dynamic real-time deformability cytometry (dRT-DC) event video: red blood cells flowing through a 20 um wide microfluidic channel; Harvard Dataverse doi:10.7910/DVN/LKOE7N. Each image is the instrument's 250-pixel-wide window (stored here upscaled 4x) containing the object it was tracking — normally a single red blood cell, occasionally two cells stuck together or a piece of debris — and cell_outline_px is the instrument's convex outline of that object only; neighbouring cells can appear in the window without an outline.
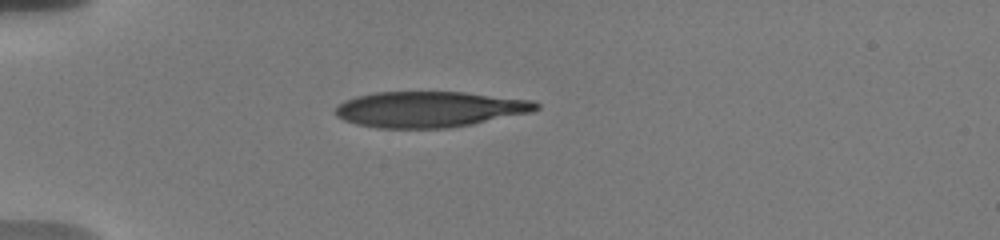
{"species": "human", "species_latin": "Homo sapiens", "temperature_condition": "warm", "stored_images_in_passage": 40, "camera_frame_rate_fps": 3000, "um_per_image_px": 0.085, "donor": {"sex": "male"}, "frame": {"image": 1, "passage_image": 1, "time_ms": 0.0, "image_size_px": [1000, 240], "cell_outline_px": [[540, 108], [532, 112], [472, 124], [448, 128], [376, 128], [356, 124], [344, 120], [336, 116], [336, 104], [344, 100], [356, 96], [376, 92], [464, 92], [532, 100], [540, 104]], "centroid_in_image_um": [36.5, 9.29], "position_along_channel_um": 48.5, "area_um2": 42.02}}
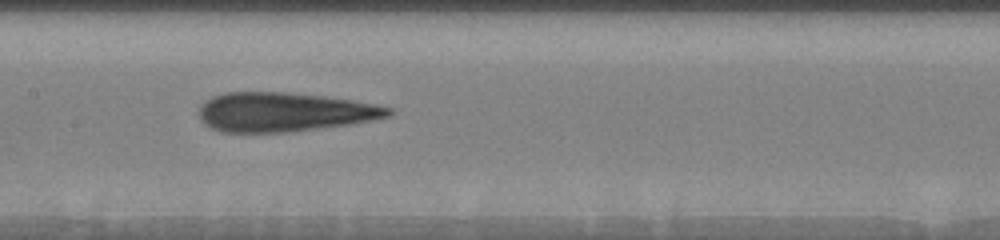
{"frame": {"image": 2, "passage_image": 14, "time_ms": 4.333, "image_size_px": [1000, 240], "cell_outline_px": [[392, 112], [388, 116], [348, 124], [288, 132], [220, 132], [204, 124], [200, 120], [200, 104], [204, 100], [212, 96], [224, 92], [284, 92], [324, 96], [352, 100], [376, 104], [392, 108]], "centroid_in_image_um": [24.08, 9.51], "position_along_channel_um": 183.3, "area_um2": 43.06}}
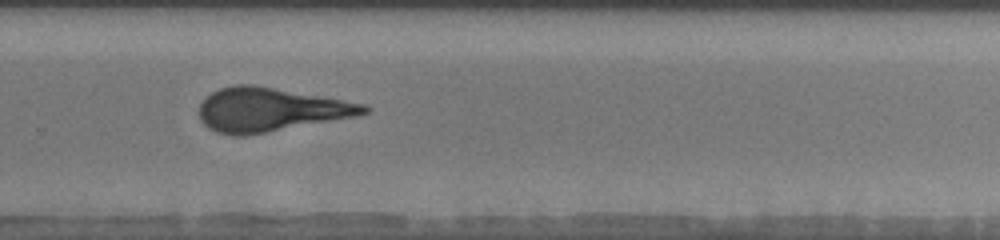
{"frame": {"image": 3, "passage_image": 24, "time_ms": 7.667, "image_size_px": [1000, 240], "cell_outline_px": [[372, 108], [368, 112], [356, 116], [244, 136], [232, 136], [216, 132], [208, 128], [200, 120], [200, 104], [212, 92], [220, 88], [236, 84], [252, 84], [368, 104]], "centroid_in_image_um": [22.98, 9.32], "position_along_channel_um": 306.8, "area_um2": 41.79}, "authors_computed_cell_mechanics": {"area_um2": 42.6853, "velocity_mm_per_s": 3.7293, "shape_relaxation_time_tau1_ms": 9.3555, "shape_relaxation_time_tau2_ms": 2.4436, "deformation_change_tau1": 0.2891, "deformation_change_tau2": 0.1366}}